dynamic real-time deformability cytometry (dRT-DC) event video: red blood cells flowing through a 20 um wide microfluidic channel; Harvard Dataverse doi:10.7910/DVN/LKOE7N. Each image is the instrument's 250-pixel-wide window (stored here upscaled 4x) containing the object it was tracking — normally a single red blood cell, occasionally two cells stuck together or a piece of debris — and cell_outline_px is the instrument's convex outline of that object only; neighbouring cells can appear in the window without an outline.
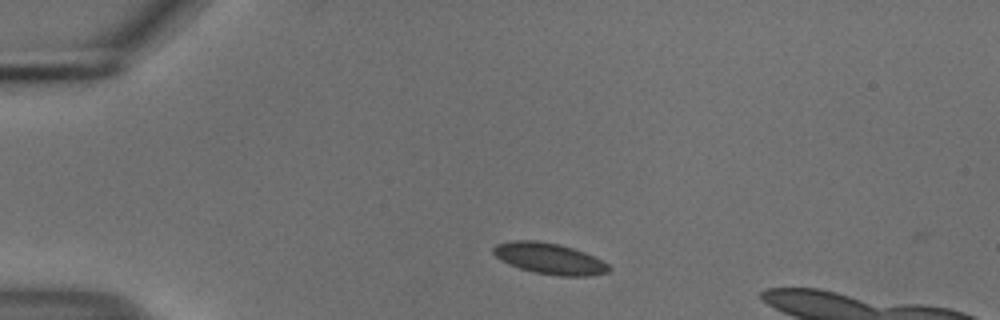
{"species": "common noctule bat (a hibernating species)", "species_latin": "Nyctalus noctula", "temperature_condition": "cold", "stored_images_in_passage": 3, "camera_frame_rate_fps": 3000, "um_per_image_px": 0.085, "animal": {"sex": "male", "body_mass_g": 18.8}, "frame": {"image": 1, "passage_image": 1, "time_ms": 0.0, "image_size_px": [1000, 320], "cell_outline_px": [[612, 268], [608, 272], [588, 276], [560, 276], [536, 272], [520, 268], [508, 264], [500, 260], [492, 252], [492, 248], [496, 244], [512, 240], [536, 240], [560, 244], [584, 252], [608, 264]], "centroid_in_image_um": [46.67, 21.97], "position_along_channel_um": 38.3, "area_um2": 20.87}}